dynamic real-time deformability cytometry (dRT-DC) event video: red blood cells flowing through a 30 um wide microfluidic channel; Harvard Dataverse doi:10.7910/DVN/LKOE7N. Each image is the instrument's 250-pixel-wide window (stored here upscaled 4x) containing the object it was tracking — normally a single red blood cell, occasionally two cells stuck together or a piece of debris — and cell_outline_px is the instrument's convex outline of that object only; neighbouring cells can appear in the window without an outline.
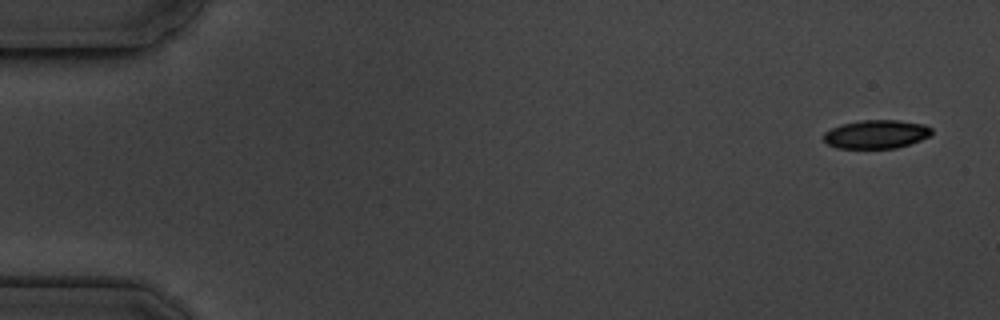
{"species": "common noctule bat (a hibernating species)", "species_latin": "Nyctalus noctula", "temperature_condition": "cold", "stored_images_in_passage": 5, "camera_frame_rate_fps": 3000, "um_per_image_px": 0.085, "animal": {"sex": "male", "body_mass_g": 19.5, "forearm_length_mm": 54.6}, "frame": {"image": 1, "passage_image": 1, "time_ms": 0.0, "image_size_px": [1000, 320], "cell_outline_px": [[932, 132], [928, 136], [920, 140], [896, 148], [836, 148], [828, 144], [824, 140], [824, 132], [840, 124], [860, 120], [900, 120], [924, 124], [932, 128]], "centroid_in_image_um": [74.47, 11.4], "position_along_channel_um": 10.5, "area_um2": 17.98}}
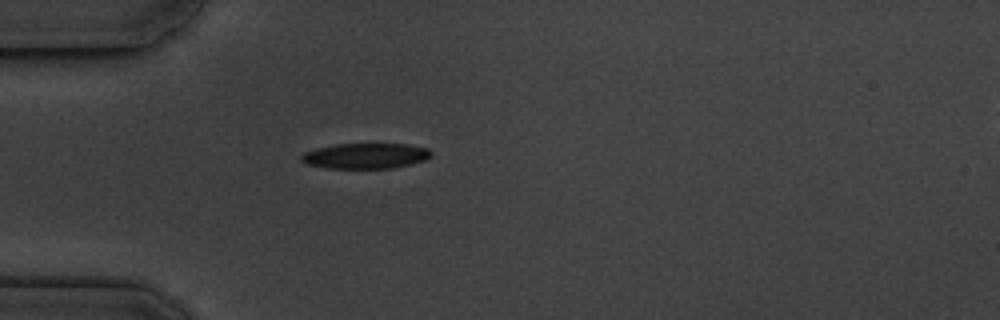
{"frame": {"image": 2, "passage_image": 5, "time_ms": 4.667, "image_size_px": [1000, 320], "cell_outline_px": [[432, 156], [424, 160], [392, 168], [328, 168], [308, 164], [300, 160], [300, 156], [304, 152], [316, 148], [336, 144], [408, 144], [428, 148], [432, 152]], "centroid_in_image_um": [31.07, 13.24], "position_along_channel_um": 53.9, "area_um2": 19.19}}